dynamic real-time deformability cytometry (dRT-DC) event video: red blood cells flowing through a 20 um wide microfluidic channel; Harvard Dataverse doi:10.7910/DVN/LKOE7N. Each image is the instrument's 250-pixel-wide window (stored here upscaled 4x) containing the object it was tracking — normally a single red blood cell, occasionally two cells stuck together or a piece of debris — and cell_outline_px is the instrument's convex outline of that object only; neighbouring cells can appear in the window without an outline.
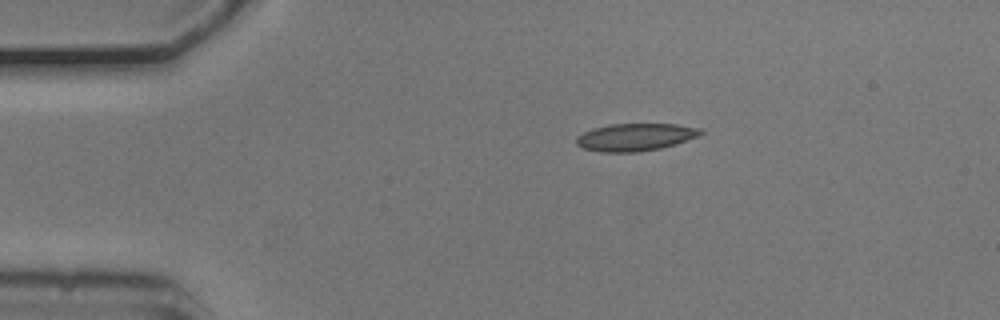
{"species": "common noctule bat (a hibernating species)", "species_latin": "Nyctalus noctula", "temperature_condition": "cold", "stored_images_in_passage": 31, "camera_frame_rate_fps": 3000, "um_per_image_px": 0.085, "animal": {"sex": "male", "body_mass_g": 20.5, "forearm_length_mm": 52.5}, "frame": {"image": 1, "passage_image": 1, "time_ms": 0.0, "image_size_px": [1000, 320], "cell_outline_px": [[704, 132], [700, 136], [676, 144], [660, 148], [640, 152], [600, 152], [584, 148], [576, 144], [576, 136], [592, 128], [608, 124], [676, 124], [700, 128]], "centroid_in_image_um": [54.01, 11.65], "position_along_channel_um": 31.0, "area_um2": 20.06}}
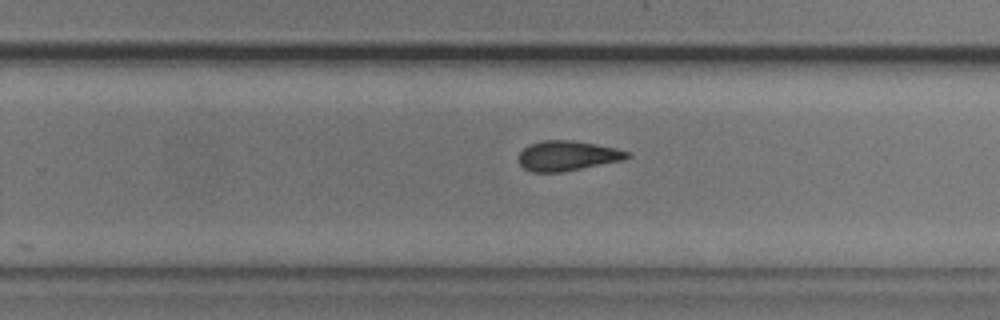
{"frame": {"image": 2, "passage_image": 25, "time_ms": 8.0, "image_size_px": [1000, 320], "cell_outline_px": [[632, 156], [624, 160], [560, 172], [532, 172], [524, 168], [516, 160], [520, 152], [528, 144], [544, 140], [572, 140], [596, 144], [616, 148], [628, 152]], "centroid_in_image_um": [48.2, 13.23], "position_along_channel_um": 281.6, "area_um2": 19.02}}
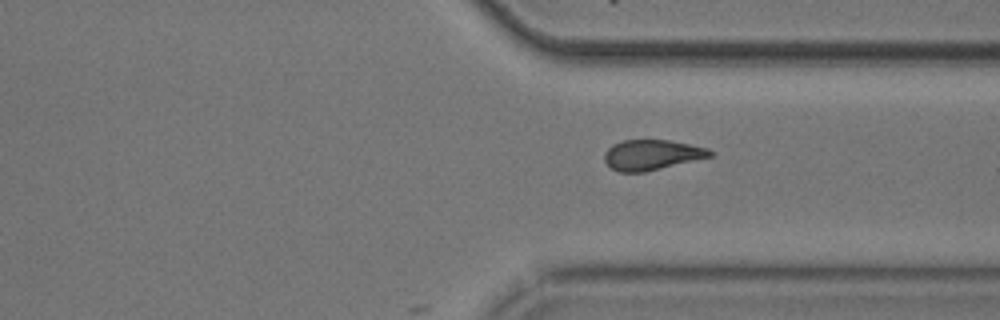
{"frame": {"image": 3, "passage_image": 31, "time_ms": 10.0, "image_size_px": [1000, 320], "cell_outline_px": [[712, 156], [644, 172], [620, 172], [612, 168], [604, 160], [604, 152], [612, 144], [624, 140], [668, 140], [708, 148], [712, 152]], "centroid_in_image_um": [55.37, 13.16], "position_along_channel_um": 356.0, "area_um2": 18.38}}